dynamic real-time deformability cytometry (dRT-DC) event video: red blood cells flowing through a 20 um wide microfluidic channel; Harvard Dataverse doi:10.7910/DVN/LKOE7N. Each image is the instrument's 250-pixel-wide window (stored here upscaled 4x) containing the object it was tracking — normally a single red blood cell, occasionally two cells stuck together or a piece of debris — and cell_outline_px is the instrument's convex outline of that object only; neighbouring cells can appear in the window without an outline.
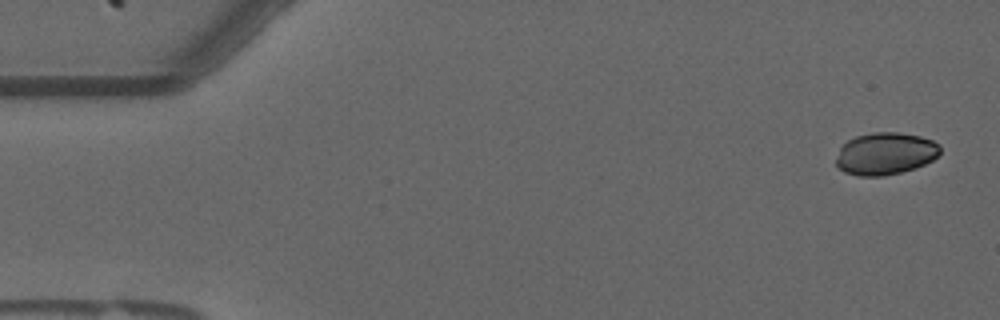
{"species": "common noctule bat (a hibernating species)", "species_latin": "Nyctalus noctula", "temperature_condition": "warm", "stored_images_in_passage": 55, "camera_frame_rate_fps": 3000, "um_per_image_px": 0.085, "animal": {"sex": "male", "forearm_length_mm": 52.5}, "frame": {"image": 1, "passage_image": 2, "time_ms": 0.333, "image_size_px": [1000, 320], "cell_outline_px": [[940, 152], [932, 160], [924, 164], [900, 172], [884, 176], [860, 176], [844, 172], [836, 164], [836, 160], [840, 148], [848, 140], [856, 136], [876, 132], [896, 132], [920, 136], [932, 140], [940, 144]], "centroid_in_image_um": [75.25, 13.05], "position_along_channel_um": 9.7, "area_um2": 25.37}}
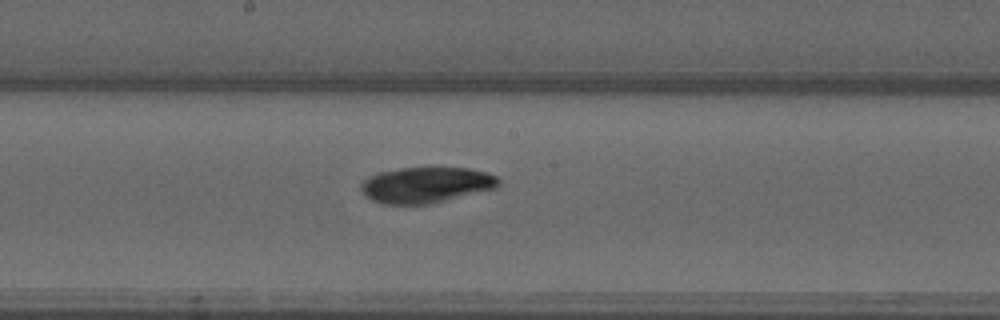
{"frame": {"image": 2, "passage_image": 29, "time_ms": 9.333, "image_size_px": [1000, 320], "cell_outline_px": [[500, 184], [496, 188], [428, 204], [384, 204], [372, 200], [364, 196], [360, 188], [360, 184], [368, 176], [380, 172], [400, 168], [428, 164], [432, 164], [468, 168], [488, 172], [496, 176], [500, 180]], "centroid_in_image_um": [36.22, 15.66], "position_along_channel_um": 212.0, "area_um2": 29.71}}
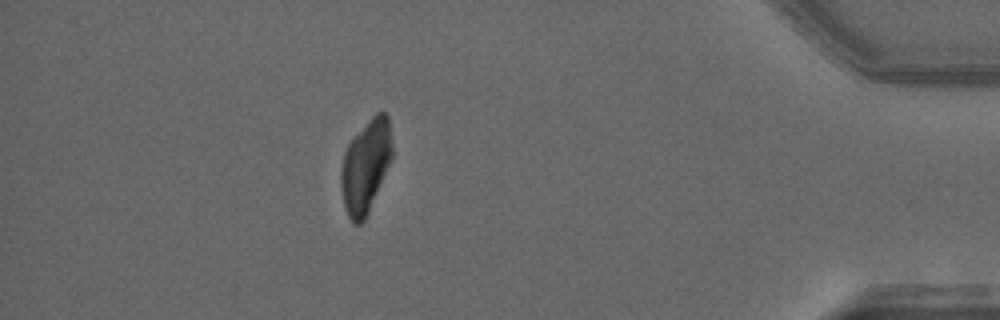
{"frame": {"image": 3, "passage_image": 49, "time_ms": 16.0, "image_size_px": [1000, 320], "cell_outline_px": [[392, 156], [368, 212], [364, 220], [360, 224], [352, 224], [344, 208], [340, 188], [340, 168], [344, 152], [348, 144], [368, 120], [376, 112], [384, 112], [388, 116], [392, 144]], "centroid_in_image_um": [31.05, 14.14], "position_along_channel_um": 404.2, "area_um2": 27.51}}